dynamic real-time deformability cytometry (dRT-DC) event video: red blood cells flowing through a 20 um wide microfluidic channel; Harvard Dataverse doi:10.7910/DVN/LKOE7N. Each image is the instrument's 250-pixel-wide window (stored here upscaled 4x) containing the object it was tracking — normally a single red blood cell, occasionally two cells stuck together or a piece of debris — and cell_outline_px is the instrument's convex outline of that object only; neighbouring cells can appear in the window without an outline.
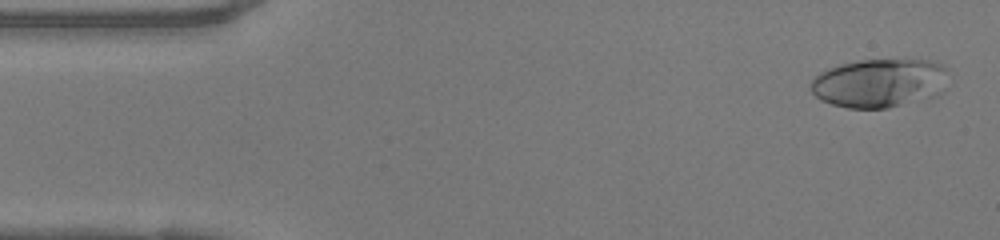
{"species": "human", "species_latin": "Homo sapiens", "temperature_condition": "warm", "stored_images_in_passage": 48, "camera_frame_rate_fps": 3000, "um_per_image_px": 0.085, "donor": {"sex": "female"}, "frame": {"image": 1, "passage_image": 2, "time_ms": 0.333, "image_size_px": [1000, 240], "cell_outline_px": [[944, 68], [940, 96], [888, 108], [848, 108], [832, 104], [820, 100], [812, 92], [808, 84], [820, 72], [828, 68], [840, 64], [856, 60], [928, 60], [944, 64]], "centroid_in_image_um": [74.68, 7.07], "position_along_channel_um": 10.3, "area_um2": 39.02}}
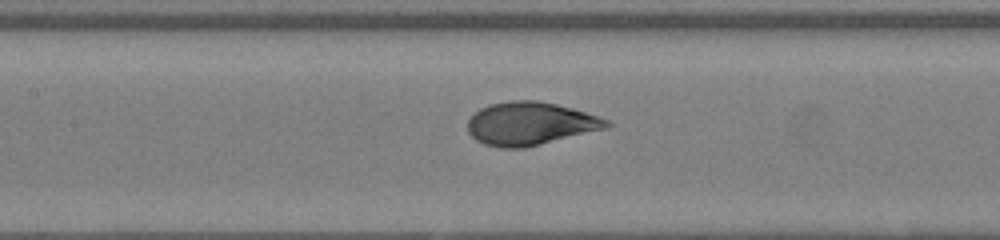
{"frame": {"image": 2, "passage_image": 21, "time_ms": 6.667, "image_size_px": [1000, 240], "cell_outline_px": [[612, 124], [608, 128], [524, 148], [504, 148], [484, 144], [476, 140], [468, 132], [468, 120], [480, 108], [492, 104], [512, 100], [540, 100], [572, 108], [600, 116], [608, 120]], "centroid_in_image_um": [45.1, 10.5], "position_along_channel_um": 162.3, "area_um2": 34.85}}
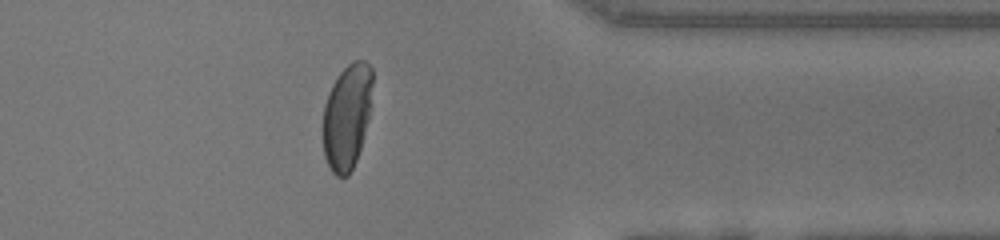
{"frame": {"image": 3, "passage_image": 38, "time_ms": 12.333, "image_size_px": [1000, 240], "cell_outline_px": [[372, 84], [368, 116], [360, 148], [356, 160], [348, 176], [336, 176], [332, 172], [324, 156], [324, 104], [328, 92], [332, 84], [340, 72], [352, 60], [364, 60], [372, 68]], "centroid_in_image_um": [29.48, 9.87], "position_along_channel_um": 381.9, "area_um2": 29.94}, "authors_computed_cell_mechanics": {"area_um2": 34.68, "velocity_mm_per_s": 4.1488, "shape_relaxation_time_tau1_ms": 4.974, "shape_relaxation_time_tau2_ms": null, "deformation_change_tau1": 0.2393, "deformation_change_tau2": null}}